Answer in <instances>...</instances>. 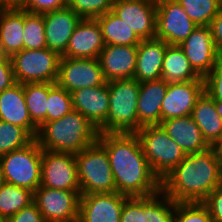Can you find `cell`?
<instances>
[{
	"mask_svg": "<svg viewBox=\"0 0 222 222\" xmlns=\"http://www.w3.org/2000/svg\"><path fill=\"white\" fill-rule=\"evenodd\" d=\"M98 142L107 151L117 193L133 197L161 191L136 133H99Z\"/></svg>",
	"mask_w": 222,
	"mask_h": 222,
	"instance_id": "6da1fadb",
	"label": "cell"
},
{
	"mask_svg": "<svg viewBox=\"0 0 222 222\" xmlns=\"http://www.w3.org/2000/svg\"><path fill=\"white\" fill-rule=\"evenodd\" d=\"M222 182V167L212 146L187 154L161 180V191L176 203L202 202Z\"/></svg>",
	"mask_w": 222,
	"mask_h": 222,
	"instance_id": "7a4b0ae2",
	"label": "cell"
},
{
	"mask_svg": "<svg viewBox=\"0 0 222 222\" xmlns=\"http://www.w3.org/2000/svg\"><path fill=\"white\" fill-rule=\"evenodd\" d=\"M98 129L79 111L43 123L35 140L42 149L77 154L98 141Z\"/></svg>",
	"mask_w": 222,
	"mask_h": 222,
	"instance_id": "3957f363",
	"label": "cell"
},
{
	"mask_svg": "<svg viewBox=\"0 0 222 222\" xmlns=\"http://www.w3.org/2000/svg\"><path fill=\"white\" fill-rule=\"evenodd\" d=\"M109 111L99 133H135L138 131L137 103L140 83L132 79L108 82Z\"/></svg>",
	"mask_w": 222,
	"mask_h": 222,
	"instance_id": "277c9868",
	"label": "cell"
},
{
	"mask_svg": "<svg viewBox=\"0 0 222 222\" xmlns=\"http://www.w3.org/2000/svg\"><path fill=\"white\" fill-rule=\"evenodd\" d=\"M135 133L152 172L160 181L179 165L187 155L184 150L168 136L161 125L142 126Z\"/></svg>",
	"mask_w": 222,
	"mask_h": 222,
	"instance_id": "5b68a950",
	"label": "cell"
},
{
	"mask_svg": "<svg viewBox=\"0 0 222 222\" xmlns=\"http://www.w3.org/2000/svg\"><path fill=\"white\" fill-rule=\"evenodd\" d=\"M81 194L116 192L106 149L97 141L75 154Z\"/></svg>",
	"mask_w": 222,
	"mask_h": 222,
	"instance_id": "8992f818",
	"label": "cell"
},
{
	"mask_svg": "<svg viewBox=\"0 0 222 222\" xmlns=\"http://www.w3.org/2000/svg\"><path fill=\"white\" fill-rule=\"evenodd\" d=\"M42 148L34 140L22 149L0 156L5 183L34 192L41 182Z\"/></svg>",
	"mask_w": 222,
	"mask_h": 222,
	"instance_id": "52a82bcc",
	"label": "cell"
},
{
	"mask_svg": "<svg viewBox=\"0 0 222 222\" xmlns=\"http://www.w3.org/2000/svg\"><path fill=\"white\" fill-rule=\"evenodd\" d=\"M10 58L16 83H56L61 58L57 52L47 47L23 49Z\"/></svg>",
	"mask_w": 222,
	"mask_h": 222,
	"instance_id": "ba28073f",
	"label": "cell"
},
{
	"mask_svg": "<svg viewBox=\"0 0 222 222\" xmlns=\"http://www.w3.org/2000/svg\"><path fill=\"white\" fill-rule=\"evenodd\" d=\"M81 191L52 189L39 186L33 202L45 222H78Z\"/></svg>",
	"mask_w": 222,
	"mask_h": 222,
	"instance_id": "9c48e42d",
	"label": "cell"
},
{
	"mask_svg": "<svg viewBox=\"0 0 222 222\" xmlns=\"http://www.w3.org/2000/svg\"><path fill=\"white\" fill-rule=\"evenodd\" d=\"M156 16L155 38L168 45H180L197 27L177 0H156Z\"/></svg>",
	"mask_w": 222,
	"mask_h": 222,
	"instance_id": "30bf717a",
	"label": "cell"
},
{
	"mask_svg": "<svg viewBox=\"0 0 222 222\" xmlns=\"http://www.w3.org/2000/svg\"><path fill=\"white\" fill-rule=\"evenodd\" d=\"M41 186L81 191L75 154L42 149Z\"/></svg>",
	"mask_w": 222,
	"mask_h": 222,
	"instance_id": "8fae6325",
	"label": "cell"
},
{
	"mask_svg": "<svg viewBox=\"0 0 222 222\" xmlns=\"http://www.w3.org/2000/svg\"><path fill=\"white\" fill-rule=\"evenodd\" d=\"M56 83L68 92L107 83L96 58L61 57Z\"/></svg>",
	"mask_w": 222,
	"mask_h": 222,
	"instance_id": "7c38bea8",
	"label": "cell"
},
{
	"mask_svg": "<svg viewBox=\"0 0 222 222\" xmlns=\"http://www.w3.org/2000/svg\"><path fill=\"white\" fill-rule=\"evenodd\" d=\"M141 39L156 35V0H115L111 10Z\"/></svg>",
	"mask_w": 222,
	"mask_h": 222,
	"instance_id": "4fadbf2b",
	"label": "cell"
},
{
	"mask_svg": "<svg viewBox=\"0 0 222 222\" xmlns=\"http://www.w3.org/2000/svg\"><path fill=\"white\" fill-rule=\"evenodd\" d=\"M179 46L193 69L203 78L222 58L216 49L210 26H197Z\"/></svg>",
	"mask_w": 222,
	"mask_h": 222,
	"instance_id": "5bb4252c",
	"label": "cell"
},
{
	"mask_svg": "<svg viewBox=\"0 0 222 222\" xmlns=\"http://www.w3.org/2000/svg\"><path fill=\"white\" fill-rule=\"evenodd\" d=\"M128 197L117 192L81 194L78 222H119Z\"/></svg>",
	"mask_w": 222,
	"mask_h": 222,
	"instance_id": "9a60e30c",
	"label": "cell"
},
{
	"mask_svg": "<svg viewBox=\"0 0 222 222\" xmlns=\"http://www.w3.org/2000/svg\"><path fill=\"white\" fill-rule=\"evenodd\" d=\"M204 92V80L168 83L161 104V122L192 114L197 99Z\"/></svg>",
	"mask_w": 222,
	"mask_h": 222,
	"instance_id": "2e32d148",
	"label": "cell"
},
{
	"mask_svg": "<svg viewBox=\"0 0 222 222\" xmlns=\"http://www.w3.org/2000/svg\"><path fill=\"white\" fill-rule=\"evenodd\" d=\"M105 46L102 30L96 18L85 19L76 26L61 57L96 58Z\"/></svg>",
	"mask_w": 222,
	"mask_h": 222,
	"instance_id": "e0dca14e",
	"label": "cell"
},
{
	"mask_svg": "<svg viewBox=\"0 0 222 222\" xmlns=\"http://www.w3.org/2000/svg\"><path fill=\"white\" fill-rule=\"evenodd\" d=\"M137 52L138 45H105L98 60L106 81L134 78Z\"/></svg>",
	"mask_w": 222,
	"mask_h": 222,
	"instance_id": "ac0fdd59",
	"label": "cell"
},
{
	"mask_svg": "<svg viewBox=\"0 0 222 222\" xmlns=\"http://www.w3.org/2000/svg\"><path fill=\"white\" fill-rule=\"evenodd\" d=\"M47 48L62 56L81 17L68 6L43 14Z\"/></svg>",
	"mask_w": 222,
	"mask_h": 222,
	"instance_id": "d6986e66",
	"label": "cell"
},
{
	"mask_svg": "<svg viewBox=\"0 0 222 222\" xmlns=\"http://www.w3.org/2000/svg\"><path fill=\"white\" fill-rule=\"evenodd\" d=\"M73 110L79 111L97 129L106 121L109 111L108 82L71 92Z\"/></svg>",
	"mask_w": 222,
	"mask_h": 222,
	"instance_id": "ffe728a7",
	"label": "cell"
},
{
	"mask_svg": "<svg viewBox=\"0 0 222 222\" xmlns=\"http://www.w3.org/2000/svg\"><path fill=\"white\" fill-rule=\"evenodd\" d=\"M168 88L163 79L140 83L137 103L138 130L146 125L161 124V104Z\"/></svg>",
	"mask_w": 222,
	"mask_h": 222,
	"instance_id": "44dd1931",
	"label": "cell"
},
{
	"mask_svg": "<svg viewBox=\"0 0 222 222\" xmlns=\"http://www.w3.org/2000/svg\"><path fill=\"white\" fill-rule=\"evenodd\" d=\"M167 43L161 39L142 40L138 45L134 79L139 83L162 79L163 58Z\"/></svg>",
	"mask_w": 222,
	"mask_h": 222,
	"instance_id": "7402d4cb",
	"label": "cell"
},
{
	"mask_svg": "<svg viewBox=\"0 0 222 222\" xmlns=\"http://www.w3.org/2000/svg\"><path fill=\"white\" fill-rule=\"evenodd\" d=\"M0 120L25 128L34 138L38 127L32 122L25 103L23 84L15 83L0 92Z\"/></svg>",
	"mask_w": 222,
	"mask_h": 222,
	"instance_id": "603a6c76",
	"label": "cell"
},
{
	"mask_svg": "<svg viewBox=\"0 0 222 222\" xmlns=\"http://www.w3.org/2000/svg\"><path fill=\"white\" fill-rule=\"evenodd\" d=\"M186 154H193L210 147L191 115L164 120L160 124Z\"/></svg>",
	"mask_w": 222,
	"mask_h": 222,
	"instance_id": "cb8c5ba5",
	"label": "cell"
},
{
	"mask_svg": "<svg viewBox=\"0 0 222 222\" xmlns=\"http://www.w3.org/2000/svg\"><path fill=\"white\" fill-rule=\"evenodd\" d=\"M25 10L0 9V53L11 57L24 49Z\"/></svg>",
	"mask_w": 222,
	"mask_h": 222,
	"instance_id": "d4e9b609",
	"label": "cell"
},
{
	"mask_svg": "<svg viewBox=\"0 0 222 222\" xmlns=\"http://www.w3.org/2000/svg\"><path fill=\"white\" fill-rule=\"evenodd\" d=\"M191 116L209 146L222 138V118L217 113L214 100L205 91L197 99Z\"/></svg>",
	"mask_w": 222,
	"mask_h": 222,
	"instance_id": "484cf974",
	"label": "cell"
},
{
	"mask_svg": "<svg viewBox=\"0 0 222 222\" xmlns=\"http://www.w3.org/2000/svg\"><path fill=\"white\" fill-rule=\"evenodd\" d=\"M162 79L168 83L204 80L193 69L179 45H167L163 58Z\"/></svg>",
	"mask_w": 222,
	"mask_h": 222,
	"instance_id": "4316f807",
	"label": "cell"
},
{
	"mask_svg": "<svg viewBox=\"0 0 222 222\" xmlns=\"http://www.w3.org/2000/svg\"><path fill=\"white\" fill-rule=\"evenodd\" d=\"M100 24L105 45H139L142 41L131 29L112 11L97 18Z\"/></svg>",
	"mask_w": 222,
	"mask_h": 222,
	"instance_id": "83f0119b",
	"label": "cell"
},
{
	"mask_svg": "<svg viewBox=\"0 0 222 222\" xmlns=\"http://www.w3.org/2000/svg\"><path fill=\"white\" fill-rule=\"evenodd\" d=\"M25 103L32 122L39 128L47 122L49 83L23 84Z\"/></svg>",
	"mask_w": 222,
	"mask_h": 222,
	"instance_id": "f1b7e54d",
	"label": "cell"
},
{
	"mask_svg": "<svg viewBox=\"0 0 222 222\" xmlns=\"http://www.w3.org/2000/svg\"><path fill=\"white\" fill-rule=\"evenodd\" d=\"M33 197L34 192L4 182L0 188V217L6 221L33 203Z\"/></svg>",
	"mask_w": 222,
	"mask_h": 222,
	"instance_id": "f546056e",
	"label": "cell"
},
{
	"mask_svg": "<svg viewBox=\"0 0 222 222\" xmlns=\"http://www.w3.org/2000/svg\"><path fill=\"white\" fill-rule=\"evenodd\" d=\"M196 26H210L222 4L218 0H177Z\"/></svg>",
	"mask_w": 222,
	"mask_h": 222,
	"instance_id": "4dcf8cb0",
	"label": "cell"
},
{
	"mask_svg": "<svg viewBox=\"0 0 222 222\" xmlns=\"http://www.w3.org/2000/svg\"><path fill=\"white\" fill-rule=\"evenodd\" d=\"M34 140L25 128L0 120V156L22 149Z\"/></svg>",
	"mask_w": 222,
	"mask_h": 222,
	"instance_id": "1f68e13d",
	"label": "cell"
},
{
	"mask_svg": "<svg viewBox=\"0 0 222 222\" xmlns=\"http://www.w3.org/2000/svg\"><path fill=\"white\" fill-rule=\"evenodd\" d=\"M47 122L62 118L73 110L71 93L57 83H49Z\"/></svg>",
	"mask_w": 222,
	"mask_h": 222,
	"instance_id": "d6a6232c",
	"label": "cell"
},
{
	"mask_svg": "<svg viewBox=\"0 0 222 222\" xmlns=\"http://www.w3.org/2000/svg\"><path fill=\"white\" fill-rule=\"evenodd\" d=\"M24 49H43L47 47L43 14L25 10Z\"/></svg>",
	"mask_w": 222,
	"mask_h": 222,
	"instance_id": "836d02e7",
	"label": "cell"
},
{
	"mask_svg": "<svg viewBox=\"0 0 222 222\" xmlns=\"http://www.w3.org/2000/svg\"><path fill=\"white\" fill-rule=\"evenodd\" d=\"M175 201L162 191L149 195V222H174Z\"/></svg>",
	"mask_w": 222,
	"mask_h": 222,
	"instance_id": "e575fe53",
	"label": "cell"
},
{
	"mask_svg": "<svg viewBox=\"0 0 222 222\" xmlns=\"http://www.w3.org/2000/svg\"><path fill=\"white\" fill-rule=\"evenodd\" d=\"M174 222H213L202 202H175Z\"/></svg>",
	"mask_w": 222,
	"mask_h": 222,
	"instance_id": "d590c367",
	"label": "cell"
},
{
	"mask_svg": "<svg viewBox=\"0 0 222 222\" xmlns=\"http://www.w3.org/2000/svg\"><path fill=\"white\" fill-rule=\"evenodd\" d=\"M119 222H149V196L128 197Z\"/></svg>",
	"mask_w": 222,
	"mask_h": 222,
	"instance_id": "8d00e7d4",
	"label": "cell"
},
{
	"mask_svg": "<svg viewBox=\"0 0 222 222\" xmlns=\"http://www.w3.org/2000/svg\"><path fill=\"white\" fill-rule=\"evenodd\" d=\"M115 0H68L67 6L81 18H97L112 10Z\"/></svg>",
	"mask_w": 222,
	"mask_h": 222,
	"instance_id": "74e56055",
	"label": "cell"
},
{
	"mask_svg": "<svg viewBox=\"0 0 222 222\" xmlns=\"http://www.w3.org/2000/svg\"><path fill=\"white\" fill-rule=\"evenodd\" d=\"M204 91L214 101L222 102V58L204 77Z\"/></svg>",
	"mask_w": 222,
	"mask_h": 222,
	"instance_id": "f35d334b",
	"label": "cell"
},
{
	"mask_svg": "<svg viewBox=\"0 0 222 222\" xmlns=\"http://www.w3.org/2000/svg\"><path fill=\"white\" fill-rule=\"evenodd\" d=\"M68 0H24L21 9L30 13L44 14L66 7Z\"/></svg>",
	"mask_w": 222,
	"mask_h": 222,
	"instance_id": "ab89813d",
	"label": "cell"
},
{
	"mask_svg": "<svg viewBox=\"0 0 222 222\" xmlns=\"http://www.w3.org/2000/svg\"><path fill=\"white\" fill-rule=\"evenodd\" d=\"M213 222H222V182L202 201Z\"/></svg>",
	"mask_w": 222,
	"mask_h": 222,
	"instance_id": "60d3db41",
	"label": "cell"
},
{
	"mask_svg": "<svg viewBox=\"0 0 222 222\" xmlns=\"http://www.w3.org/2000/svg\"><path fill=\"white\" fill-rule=\"evenodd\" d=\"M5 222H45L43 215L33 202L8 218Z\"/></svg>",
	"mask_w": 222,
	"mask_h": 222,
	"instance_id": "b9f144b4",
	"label": "cell"
},
{
	"mask_svg": "<svg viewBox=\"0 0 222 222\" xmlns=\"http://www.w3.org/2000/svg\"><path fill=\"white\" fill-rule=\"evenodd\" d=\"M16 83L11 58H0V92L12 87Z\"/></svg>",
	"mask_w": 222,
	"mask_h": 222,
	"instance_id": "7bdbcfd3",
	"label": "cell"
},
{
	"mask_svg": "<svg viewBox=\"0 0 222 222\" xmlns=\"http://www.w3.org/2000/svg\"><path fill=\"white\" fill-rule=\"evenodd\" d=\"M212 37L219 55L222 57V7L210 24Z\"/></svg>",
	"mask_w": 222,
	"mask_h": 222,
	"instance_id": "ee69618b",
	"label": "cell"
},
{
	"mask_svg": "<svg viewBox=\"0 0 222 222\" xmlns=\"http://www.w3.org/2000/svg\"><path fill=\"white\" fill-rule=\"evenodd\" d=\"M24 0H0V9L22 8Z\"/></svg>",
	"mask_w": 222,
	"mask_h": 222,
	"instance_id": "f6af8a7d",
	"label": "cell"
},
{
	"mask_svg": "<svg viewBox=\"0 0 222 222\" xmlns=\"http://www.w3.org/2000/svg\"><path fill=\"white\" fill-rule=\"evenodd\" d=\"M217 159L222 167V138L218 140L213 146Z\"/></svg>",
	"mask_w": 222,
	"mask_h": 222,
	"instance_id": "bcb514c9",
	"label": "cell"
},
{
	"mask_svg": "<svg viewBox=\"0 0 222 222\" xmlns=\"http://www.w3.org/2000/svg\"><path fill=\"white\" fill-rule=\"evenodd\" d=\"M217 113L220 115L222 118V102L214 101Z\"/></svg>",
	"mask_w": 222,
	"mask_h": 222,
	"instance_id": "7dc6e473",
	"label": "cell"
},
{
	"mask_svg": "<svg viewBox=\"0 0 222 222\" xmlns=\"http://www.w3.org/2000/svg\"><path fill=\"white\" fill-rule=\"evenodd\" d=\"M3 183H4V180H3V175L1 173V168H0V188H1Z\"/></svg>",
	"mask_w": 222,
	"mask_h": 222,
	"instance_id": "c3c4849f",
	"label": "cell"
}]
</instances>
